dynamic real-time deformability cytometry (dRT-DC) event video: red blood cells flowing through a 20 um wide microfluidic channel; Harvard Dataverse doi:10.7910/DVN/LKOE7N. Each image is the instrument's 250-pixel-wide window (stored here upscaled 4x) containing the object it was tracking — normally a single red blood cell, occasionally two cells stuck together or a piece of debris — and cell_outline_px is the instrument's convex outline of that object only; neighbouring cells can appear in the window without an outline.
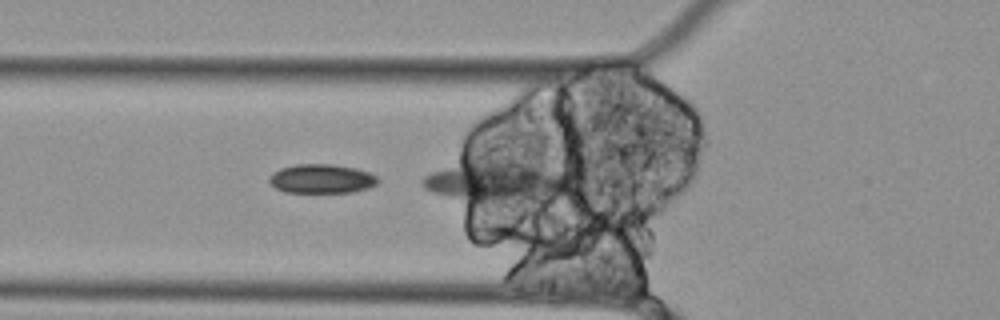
{"species": "Egyptian fruit bat (a non-hibernating species)", "species_latin": "Rousettus aegyptiacus", "temperature_condition": "cold", "stored_images_in_passage": 10, "camera_frame_rate_fps": 3000, "um_per_image_px": 0.085, "animal": {"sex": "female"}, "frame": {"image": 1, "passage_image": 9, "time_ms": 2.667, "image_size_px": [1000, 320], "cell_outline_px": [[376, 184], [368, 188], [352, 192], [284, 192], [276, 188], [268, 180], [272, 172], [280, 168], [296, 164], [332, 164], [356, 168], [368, 172], [376, 176]], "centroid_in_image_um": [27.3, 15.19], "position_along_channel_um": 98.5, "area_um2": 18.32}}